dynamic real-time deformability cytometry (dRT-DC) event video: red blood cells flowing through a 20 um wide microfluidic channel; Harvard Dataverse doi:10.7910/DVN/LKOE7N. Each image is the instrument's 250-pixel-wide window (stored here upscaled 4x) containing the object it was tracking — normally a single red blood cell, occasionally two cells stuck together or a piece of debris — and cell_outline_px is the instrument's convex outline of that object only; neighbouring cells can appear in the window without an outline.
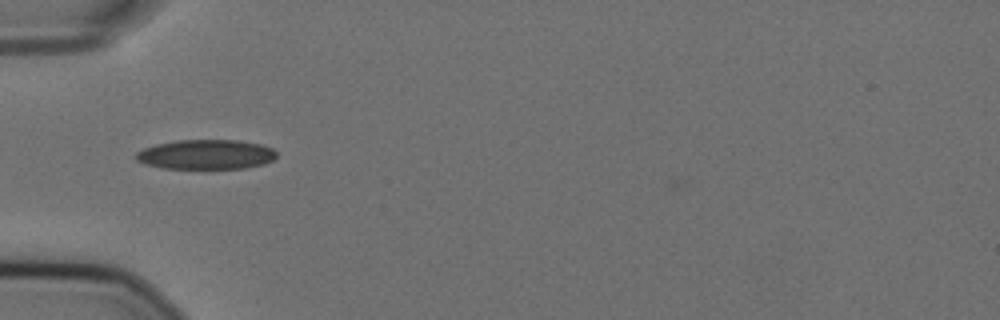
{"species": "Egyptian fruit bat (a non-hibernating species)", "species_latin": "Rousettus aegyptiacus", "temperature_condition": "cold", "stored_images_in_passage": 39, "camera_frame_rate_fps": 3000, "um_per_image_px": 0.085, "animal": {"sex": "female"}, "frame": {"image": 1, "passage_image": 1, "time_ms": 0.0, "image_size_px": [1000, 320], "cell_outline_px": [[276, 156], [272, 160], [264, 164], [244, 168], [164, 168], [148, 164], [136, 160], [136, 152], [144, 148], [156, 144], [180, 140], [236, 140], [260, 144], [272, 148], [276, 152]], "centroid_in_image_um": [17.53, 13.12], "position_along_channel_um": 67.5, "area_um2": 24.04}}
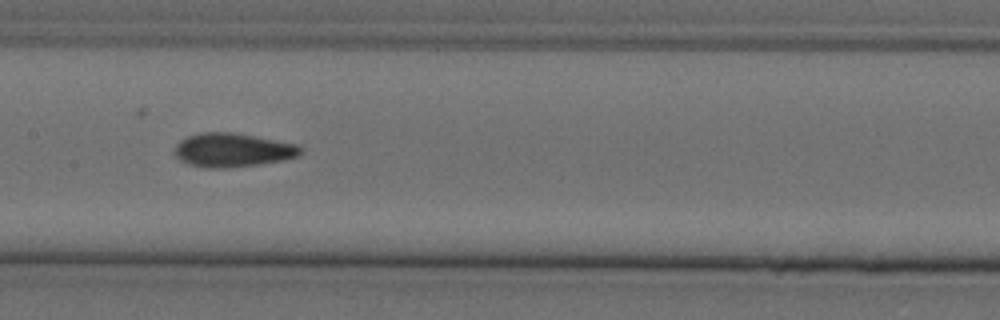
{"frame": {"image": 2, "passage_image": 11, "time_ms": 3.333, "image_size_px": [1000, 320], "cell_outline_px": [[304, 148], [296, 156], [284, 160], [260, 164], [228, 168], [208, 168], [188, 164], [180, 160], [172, 152], [176, 144], [180, 140], [188, 136], [200, 132], [232, 132], [300, 144]], "centroid_in_image_um": [19.76, 12.75], "position_along_channel_um": 187.6, "area_um2": 25.09}}
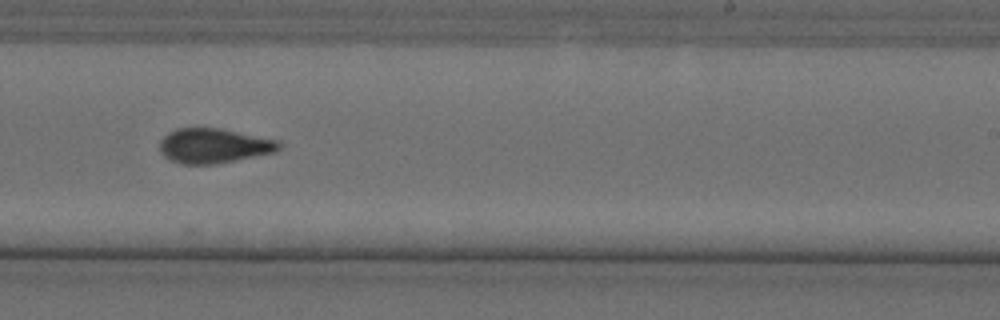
{"frame": {"image": 3, "passage_image": 18, "time_ms": 5.667, "image_size_px": [1000, 320], "cell_outline_px": [[284, 144], [276, 152], [216, 164], [180, 164], [168, 160], [160, 152], [160, 140], [168, 132], [176, 128], [220, 128], [280, 140]], "centroid_in_image_um": [18.19, 12.39], "position_along_channel_um": 270.8, "area_um2": 24.51}, "authors_computed_cell_mechanics": {"area_um2": 23.9292, "velocity_mm_per_s": 3.6028, "shape_relaxation_time_tau1_ms": null, "shape_relaxation_time_tau2_ms": 2.7107, "deformation_change_tau1": null, "deformation_change_tau2": 0.0778}}